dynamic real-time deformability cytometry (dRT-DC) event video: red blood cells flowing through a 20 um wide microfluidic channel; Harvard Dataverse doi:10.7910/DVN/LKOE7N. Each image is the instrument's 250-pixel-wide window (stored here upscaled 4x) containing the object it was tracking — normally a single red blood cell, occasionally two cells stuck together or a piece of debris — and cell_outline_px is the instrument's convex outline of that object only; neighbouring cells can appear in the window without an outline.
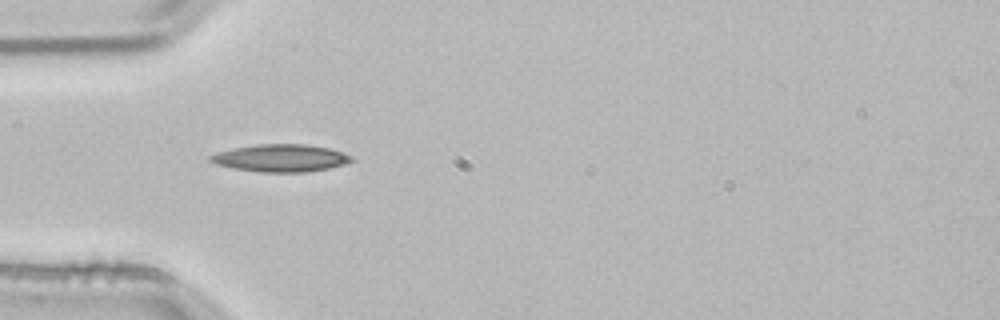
{"species": "common noctule bat (a hibernating species)", "species_latin": "Nyctalus noctula", "temperature_condition": "room temperature", "stored_images_in_passage": 38, "camera_frame_rate_fps": 3000, "um_per_image_px": 0.085, "animal": {"sex": "male", "body_mass_g": 21.5, "forearm_length_mm": 52.0}, "frame": {"image": 1, "passage_image": 1, "time_ms": 0.0, "image_size_px": [1000, 320], "cell_outline_px": [[352, 160], [344, 164], [328, 168], [304, 172], [260, 172], [232, 168], [216, 164], [208, 160], [208, 156], [232, 148], [260, 144], [304, 144], [328, 148], [352, 156]], "centroid_in_image_um": [23.81, 13.44], "position_along_channel_um": 61.2, "area_um2": 22.31}}
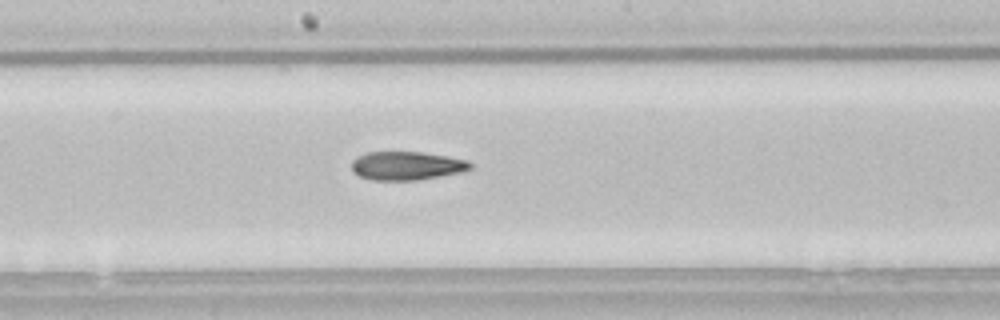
{"frame": {"image": 2, "passage_image": 13, "time_ms": 4.0, "image_size_px": [1000, 320], "cell_outline_px": [[472, 168], [460, 172], [416, 180], [372, 180], [360, 176], [352, 168], [352, 160], [368, 152], [420, 152], [468, 160], [472, 164]], "centroid_in_image_um": [34.57, 14.09], "position_along_channel_um": 213.6, "area_um2": 19.36}}
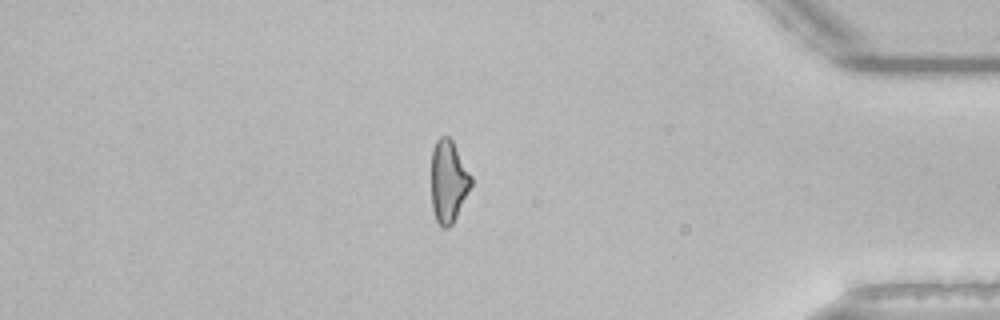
{"frame": {"image": 3, "passage_image": 30, "time_ms": 9.667, "image_size_px": [1000, 320], "cell_outline_px": [[472, 184], [452, 224], [448, 228], [444, 228], [436, 220], [432, 208], [432, 148], [436, 140], [440, 136], [448, 136], [452, 140], [472, 176]], "centroid_in_image_um": [38.11, 15.39], "position_along_channel_um": 397.1, "area_um2": 18.9}, "authors_computed_cell_mechanics": {"area_um2": 19.941, "velocity_mm_per_s": 3.851, "shape_relaxation_time_tau1_ms": 10.9817, "shape_relaxation_time_tau2_ms": 5.8847, "deformation_change_tau1": 0.2427, "deformation_change_tau2": 0.1709}}